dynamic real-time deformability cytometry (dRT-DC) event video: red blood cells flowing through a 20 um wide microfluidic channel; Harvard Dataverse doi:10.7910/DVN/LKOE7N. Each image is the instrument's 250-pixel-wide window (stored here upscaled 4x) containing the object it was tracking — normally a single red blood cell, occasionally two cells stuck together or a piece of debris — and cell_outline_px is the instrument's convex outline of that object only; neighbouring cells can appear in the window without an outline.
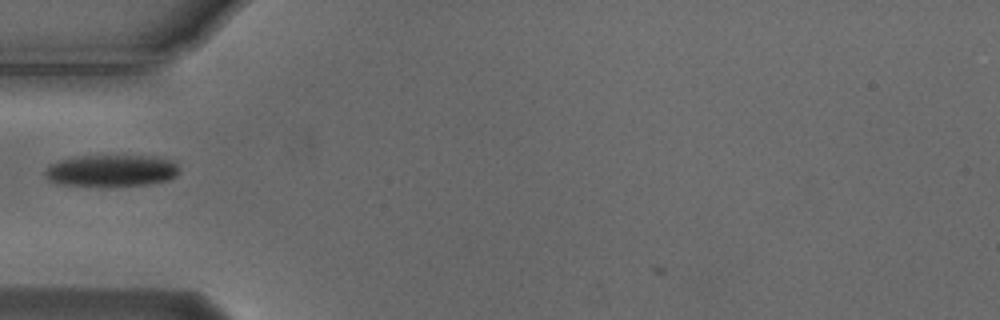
{"species": "Egyptian fruit bat (a non-hibernating species)", "species_latin": "Rousettus aegyptiacus", "temperature_condition": "cold", "stored_images_in_passage": 34, "camera_frame_rate_fps": 3000, "um_per_image_px": 0.085, "animal": {"sex": "male"}, "frame": {"image": 1, "passage_image": 1, "time_ms": 0.0, "image_size_px": [1000, 320], "cell_outline_px": [[180, 172], [176, 176], [168, 180], [152, 184], [104, 188], [60, 184], [48, 180], [44, 176], [44, 172], [48, 164], [60, 160], [84, 156], [156, 156], [176, 160], [180, 168]], "centroid_in_image_um": [9.51, 14.53], "position_along_channel_um": 75.5, "area_um2": 25.89}}
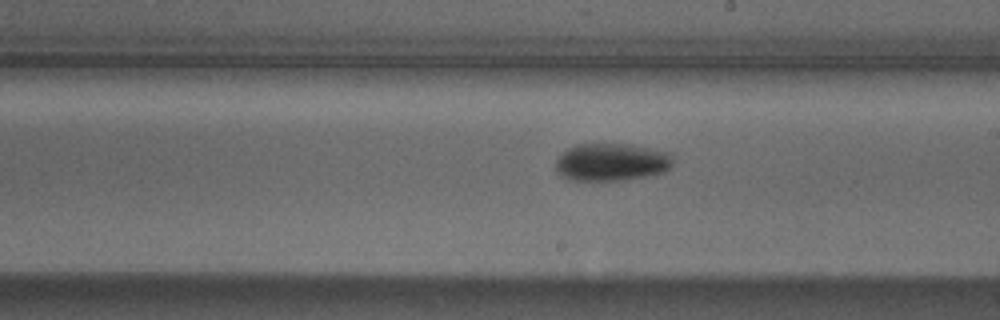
{"frame": {"image": 2, "passage_image": 14, "time_ms": 4.333, "image_size_px": [1000, 320], "cell_outline_px": [[672, 168], [656, 176], [624, 180], [568, 180], [556, 172], [556, 160], [568, 148], [576, 144], [632, 144], [672, 152]], "centroid_in_image_um": [52.05, 13.79], "position_along_channel_um": 237.0, "area_um2": 26.3}}
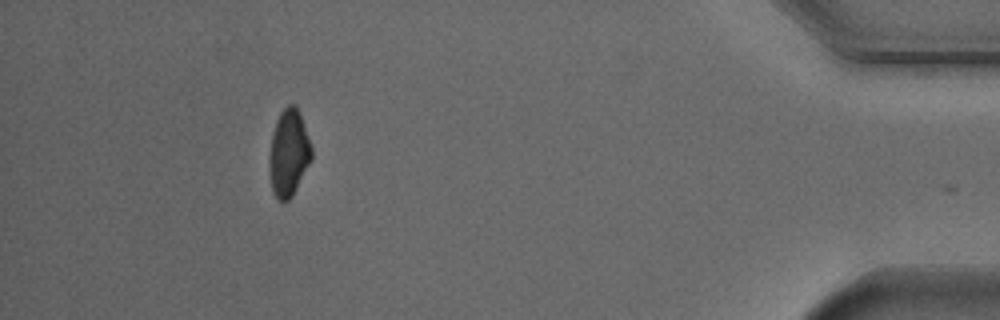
{"frame": {"image": 3, "passage_image": 33, "time_ms": 10.667, "image_size_px": [1000, 320], "cell_outline_px": [[312, 160], [292, 196], [288, 200], [276, 200], [272, 192], [268, 168], [268, 164], [272, 132], [276, 120], [280, 112], [288, 104], [292, 104], [296, 108], [300, 116], [312, 148]], "centroid_in_image_um": [24.51, 13.05], "position_along_channel_um": 410.7, "area_um2": 21.39}}